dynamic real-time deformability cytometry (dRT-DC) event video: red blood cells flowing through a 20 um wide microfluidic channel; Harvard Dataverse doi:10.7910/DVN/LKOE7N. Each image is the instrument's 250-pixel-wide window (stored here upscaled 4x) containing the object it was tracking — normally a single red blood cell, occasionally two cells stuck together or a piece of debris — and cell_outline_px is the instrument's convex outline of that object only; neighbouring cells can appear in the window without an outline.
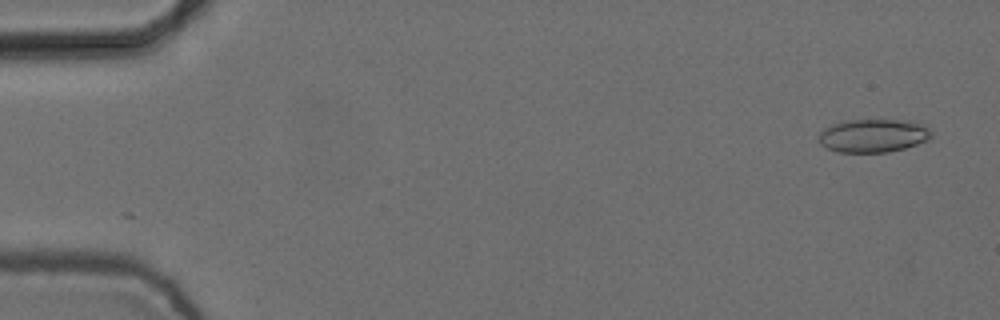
{"species": "common noctule bat (a hibernating species)", "species_latin": "Nyctalus noctula", "temperature_condition": "cold", "stored_images_in_passage": 4, "camera_frame_rate_fps": 3000, "um_per_image_px": 0.085, "animal": {"sex": "female", "body_mass_g": 24.6, "forearm_length_mm": 56.2}, "frame": {"image": 1, "passage_image": 1, "time_ms": 0.0, "image_size_px": [1000, 320], "cell_outline_px": [[932, 136], [928, 140], [904, 148], [888, 152], [836, 152], [820, 144], [820, 132], [824, 128], [840, 120], [904, 120], [920, 124], [928, 128], [932, 132]], "centroid_in_image_um": [74.2, 11.52], "position_along_channel_um": 10.8, "area_um2": 21.79}}